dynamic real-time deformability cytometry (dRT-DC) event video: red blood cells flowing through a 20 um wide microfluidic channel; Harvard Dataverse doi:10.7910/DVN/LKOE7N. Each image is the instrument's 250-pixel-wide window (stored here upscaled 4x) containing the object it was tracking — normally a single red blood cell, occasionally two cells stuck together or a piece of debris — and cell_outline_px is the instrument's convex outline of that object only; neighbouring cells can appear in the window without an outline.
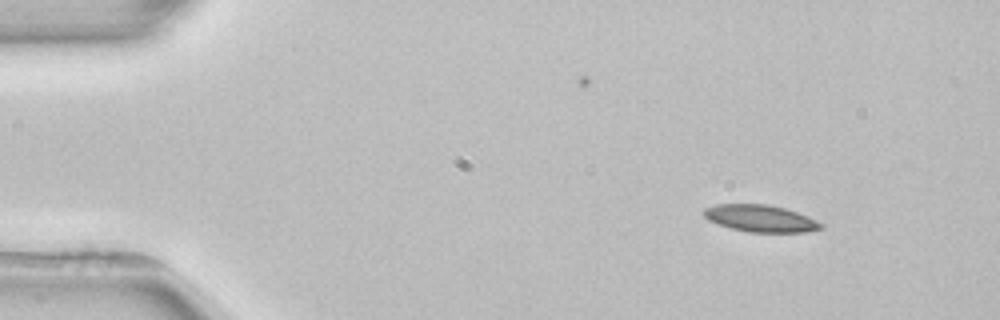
{"species": "common noctule bat (a hibernating species)", "species_latin": "Nyctalus noctula", "temperature_condition": "room temperature", "stored_images_in_passage": 5, "camera_frame_rate_fps": 3000, "um_per_image_px": 0.085, "animal": {"sex": "female", "body_mass_g": 22.7, "forearm_length_mm": 54.2}, "frame": {"image": 1, "passage_image": 1, "time_ms": 0.0, "image_size_px": [1000, 320], "cell_outline_px": [[824, 228], [804, 232], [748, 232], [732, 228], [708, 220], [704, 216], [704, 208], [716, 204], [768, 204], [784, 208], [808, 216], [824, 224]], "centroid_in_image_um": [64.66, 18.56], "position_along_channel_um": 20.3, "area_um2": 18.32}}
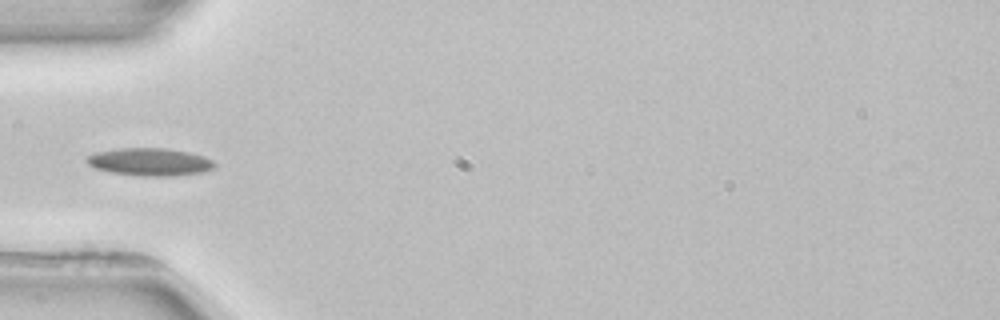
{"frame": {"image": 2, "passage_image": 4, "time_ms": 3.667, "image_size_px": [1000, 320], "cell_outline_px": [[216, 168], [200, 172], [172, 176], [144, 176], [112, 172], [96, 168], [88, 164], [84, 160], [88, 156], [96, 152], [116, 148], [164, 148], [188, 152], [204, 156], [212, 160], [216, 164]], "centroid_in_image_um": [12.74, 13.75], "position_along_channel_um": 72.3, "area_um2": 20.52}}